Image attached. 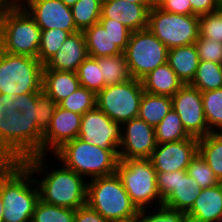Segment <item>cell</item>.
Wrapping results in <instances>:
<instances>
[{
	"instance_id": "6da1fadb",
	"label": "cell",
	"mask_w": 222,
	"mask_h": 222,
	"mask_svg": "<svg viewBox=\"0 0 222 222\" xmlns=\"http://www.w3.org/2000/svg\"><path fill=\"white\" fill-rule=\"evenodd\" d=\"M16 94L0 93V162L22 163L42 155L37 119L17 111Z\"/></svg>"
},
{
	"instance_id": "7a4b0ae2",
	"label": "cell",
	"mask_w": 222,
	"mask_h": 222,
	"mask_svg": "<svg viewBox=\"0 0 222 222\" xmlns=\"http://www.w3.org/2000/svg\"><path fill=\"white\" fill-rule=\"evenodd\" d=\"M45 155H37L26 159L22 163L32 172L44 175L40 181L35 179L40 200L59 207L78 209L86 204L87 180L63 165L61 169L47 170ZM45 167V168H44ZM46 172V174L44 173ZM49 172V173H47ZM43 173V174H41Z\"/></svg>"
},
{
	"instance_id": "3957f363",
	"label": "cell",
	"mask_w": 222,
	"mask_h": 222,
	"mask_svg": "<svg viewBox=\"0 0 222 222\" xmlns=\"http://www.w3.org/2000/svg\"><path fill=\"white\" fill-rule=\"evenodd\" d=\"M34 174L23 164L0 162L3 222H31L40 200Z\"/></svg>"
},
{
	"instance_id": "277c9868",
	"label": "cell",
	"mask_w": 222,
	"mask_h": 222,
	"mask_svg": "<svg viewBox=\"0 0 222 222\" xmlns=\"http://www.w3.org/2000/svg\"><path fill=\"white\" fill-rule=\"evenodd\" d=\"M53 155L61 165L83 177L109 176L116 173L119 150H109L75 138L57 149Z\"/></svg>"
},
{
	"instance_id": "5b68a950",
	"label": "cell",
	"mask_w": 222,
	"mask_h": 222,
	"mask_svg": "<svg viewBox=\"0 0 222 222\" xmlns=\"http://www.w3.org/2000/svg\"><path fill=\"white\" fill-rule=\"evenodd\" d=\"M42 30L21 4L0 15V50L37 58Z\"/></svg>"
},
{
	"instance_id": "8992f818",
	"label": "cell",
	"mask_w": 222,
	"mask_h": 222,
	"mask_svg": "<svg viewBox=\"0 0 222 222\" xmlns=\"http://www.w3.org/2000/svg\"><path fill=\"white\" fill-rule=\"evenodd\" d=\"M90 180L87 185L86 204L103 218L116 222L138 214L139 209L131 201L116 173Z\"/></svg>"
},
{
	"instance_id": "52a82bcc",
	"label": "cell",
	"mask_w": 222,
	"mask_h": 222,
	"mask_svg": "<svg viewBox=\"0 0 222 222\" xmlns=\"http://www.w3.org/2000/svg\"><path fill=\"white\" fill-rule=\"evenodd\" d=\"M43 67L37 58L0 50V93L19 96L40 92Z\"/></svg>"
},
{
	"instance_id": "ba28073f",
	"label": "cell",
	"mask_w": 222,
	"mask_h": 222,
	"mask_svg": "<svg viewBox=\"0 0 222 222\" xmlns=\"http://www.w3.org/2000/svg\"><path fill=\"white\" fill-rule=\"evenodd\" d=\"M116 174L139 210L151 206L153 201H157V205L163 204L156 185L157 172L150 159L119 160Z\"/></svg>"
},
{
	"instance_id": "9c48e42d",
	"label": "cell",
	"mask_w": 222,
	"mask_h": 222,
	"mask_svg": "<svg viewBox=\"0 0 222 222\" xmlns=\"http://www.w3.org/2000/svg\"><path fill=\"white\" fill-rule=\"evenodd\" d=\"M168 49L195 44L199 37V16L162 11L154 5L147 27Z\"/></svg>"
},
{
	"instance_id": "30bf717a",
	"label": "cell",
	"mask_w": 222,
	"mask_h": 222,
	"mask_svg": "<svg viewBox=\"0 0 222 222\" xmlns=\"http://www.w3.org/2000/svg\"><path fill=\"white\" fill-rule=\"evenodd\" d=\"M124 53L131 77L138 80L168 58V48L148 28L131 33Z\"/></svg>"
},
{
	"instance_id": "8fae6325",
	"label": "cell",
	"mask_w": 222,
	"mask_h": 222,
	"mask_svg": "<svg viewBox=\"0 0 222 222\" xmlns=\"http://www.w3.org/2000/svg\"><path fill=\"white\" fill-rule=\"evenodd\" d=\"M143 93L141 80L132 78L105 86L96 95V106L112 121L122 124L138 116Z\"/></svg>"
},
{
	"instance_id": "7c38bea8",
	"label": "cell",
	"mask_w": 222,
	"mask_h": 222,
	"mask_svg": "<svg viewBox=\"0 0 222 222\" xmlns=\"http://www.w3.org/2000/svg\"><path fill=\"white\" fill-rule=\"evenodd\" d=\"M156 185L163 204L185 214L191 209L202 190L186 170L157 172Z\"/></svg>"
},
{
	"instance_id": "4fadbf2b",
	"label": "cell",
	"mask_w": 222,
	"mask_h": 222,
	"mask_svg": "<svg viewBox=\"0 0 222 222\" xmlns=\"http://www.w3.org/2000/svg\"><path fill=\"white\" fill-rule=\"evenodd\" d=\"M172 108L190 136L201 138L212 133L206 123L201 91L184 84L172 97Z\"/></svg>"
},
{
	"instance_id": "5bb4252c",
	"label": "cell",
	"mask_w": 222,
	"mask_h": 222,
	"mask_svg": "<svg viewBox=\"0 0 222 222\" xmlns=\"http://www.w3.org/2000/svg\"><path fill=\"white\" fill-rule=\"evenodd\" d=\"M78 138L104 149L119 150L121 124L112 121L96 106L82 115Z\"/></svg>"
},
{
	"instance_id": "9a60e30c",
	"label": "cell",
	"mask_w": 222,
	"mask_h": 222,
	"mask_svg": "<svg viewBox=\"0 0 222 222\" xmlns=\"http://www.w3.org/2000/svg\"><path fill=\"white\" fill-rule=\"evenodd\" d=\"M156 147L157 142L153 126L138 117L121 124L120 160L149 159Z\"/></svg>"
},
{
	"instance_id": "2e32d148",
	"label": "cell",
	"mask_w": 222,
	"mask_h": 222,
	"mask_svg": "<svg viewBox=\"0 0 222 222\" xmlns=\"http://www.w3.org/2000/svg\"><path fill=\"white\" fill-rule=\"evenodd\" d=\"M21 5L33 17L41 30L57 28L68 31L70 34L79 32L70 6L65 5L61 0H24Z\"/></svg>"
},
{
	"instance_id": "e0dca14e",
	"label": "cell",
	"mask_w": 222,
	"mask_h": 222,
	"mask_svg": "<svg viewBox=\"0 0 222 222\" xmlns=\"http://www.w3.org/2000/svg\"><path fill=\"white\" fill-rule=\"evenodd\" d=\"M198 153V138L191 136L177 142L157 144L149 158L156 172L187 170Z\"/></svg>"
},
{
	"instance_id": "ac0fdd59",
	"label": "cell",
	"mask_w": 222,
	"mask_h": 222,
	"mask_svg": "<svg viewBox=\"0 0 222 222\" xmlns=\"http://www.w3.org/2000/svg\"><path fill=\"white\" fill-rule=\"evenodd\" d=\"M82 115L57 105L51 123L43 134L42 155L46 150L52 154L68 141L78 137Z\"/></svg>"
},
{
	"instance_id": "d6986e66",
	"label": "cell",
	"mask_w": 222,
	"mask_h": 222,
	"mask_svg": "<svg viewBox=\"0 0 222 222\" xmlns=\"http://www.w3.org/2000/svg\"><path fill=\"white\" fill-rule=\"evenodd\" d=\"M156 4H135L126 0H103L101 17L122 23L132 32L148 27L149 10Z\"/></svg>"
},
{
	"instance_id": "ffe728a7",
	"label": "cell",
	"mask_w": 222,
	"mask_h": 222,
	"mask_svg": "<svg viewBox=\"0 0 222 222\" xmlns=\"http://www.w3.org/2000/svg\"><path fill=\"white\" fill-rule=\"evenodd\" d=\"M83 31L70 34L43 70L77 72L79 65L88 57Z\"/></svg>"
},
{
	"instance_id": "44dd1931",
	"label": "cell",
	"mask_w": 222,
	"mask_h": 222,
	"mask_svg": "<svg viewBox=\"0 0 222 222\" xmlns=\"http://www.w3.org/2000/svg\"><path fill=\"white\" fill-rule=\"evenodd\" d=\"M222 213V182L201 190L191 209L187 222H217Z\"/></svg>"
},
{
	"instance_id": "7402d4cb",
	"label": "cell",
	"mask_w": 222,
	"mask_h": 222,
	"mask_svg": "<svg viewBox=\"0 0 222 222\" xmlns=\"http://www.w3.org/2000/svg\"><path fill=\"white\" fill-rule=\"evenodd\" d=\"M149 94L172 97L184 84L168 63L155 68L141 79Z\"/></svg>"
},
{
	"instance_id": "603a6c76",
	"label": "cell",
	"mask_w": 222,
	"mask_h": 222,
	"mask_svg": "<svg viewBox=\"0 0 222 222\" xmlns=\"http://www.w3.org/2000/svg\"><path fill=\"white\" fill-rule=\"evenodd\" d=\"M80 86L77 72L43 70L42 90L57 104Z\"/></svg>"
},
{
	"instance_id": "cb8c5ba5",
	"label": "cell",
	"mask_w": 222,
	"mask_h": 222,
	"mask_svg": "<svg viewBox=\"0 0 222 222\" xmlns=\"http://www.w3.org/2000/svg\"><path fill=\"white\" fill-rule=\"evenodd\" d=\"M199 55L195 44L168 49L167 63L183 84H190L195 77Z\"/></svg>"
},
{
	"instance_id": "d4e9b609",
	"label": "cell",
	"mask_w": 222,
	"mask_h": 222,
	"mask_svg": "<svg viewBox=\"0 0 222 222\" xmlns=\"http://www.w3.org/2000/svg\"><path fill=\"white\" fill-rule=\"evenodd\" d=\"M89 57H107L121 54L112 37L98 22L83 31Z\"/></svg>"
},
{
	"instance_id": "484cf974",
	"label": "cell",
	"mask_w": 222,
	"mask_h": 222,
	"mask_svg": "<svg viewBox=\"0 0 222 222\" xmlns=\"http://www.w3.org/2000/svg\"><path fill=\"white\" fill-rule=\"evenodd\" d=\"M171 109V97L149 94L144 91L137 117L156 127Z\"/></svg>"
},
{
	"instance_id": "4316f807",
	"label": "cell",
	"mask_w": 222,
	"mask_h": 222,
	"mask_svg": "<svg viewBox=\"0 0 222 222\" xmlns=\"http://www.w3.org/2000/svg\"><path fill=\"white\" fill-rule=\"evenodd\" d=\"M198 153L222 182V132L209 133L198 138Z\"/></svg>"
},
{
	"instance_id": "83f0119b",
	"label": "cell",
	"mask_w": 222,
	"mask_h": 222,
	"mask_svg": "<svg viewBox=\"0 0 222 222\" xmlns=\"http://www.w3.org/2000/svg\"><path fill=\"white\" fill-rule=\"evenodd\" d=\"M95 59L100 66L106 86L132 79L124 52L115 56L97 57Z\"/></svg>"
},
{
	"instance_id": "f1b7e54d",
	"label": "cell",
	"mask_w": 222,
	"mask_h": 222,
	"mask_svg": "<svg viewBox=\"0 0 222 222\" xmlns=\"http://www.w3.org/2000/svg\"><path fill=\"white\" fill-rule=\"evenodd\" d=\"M154 128L157 144L177 142L191 137L173 108Z\"/></svg>"
},
{
	"instance_id": "f546056e",
	"label": "cell",
	"mask_w": 222,
	"mask_h": 222,
	"mask_svg": "<svg viewBox=\"0 0 222 222\" xmlns=\"http://www.w3.org/2000/svg\"><path fill=\"white\" fill-rule=\"evenodd\" d=\"M103 0H78L71 6V12L76 28L79 31L99 22Z\"/></svg>"
},
{
	"instance_id": "4dcf8cb0",
	"label": "cell",
	"mask_w": 222,
	"mask_h": 222,
	"mask_svg": "<svg viewBox=\"0 0 222 222\" xmlns=\"http://www.w3.org/2000/svg\"><path fill=\"white\" fill-rule=\"evenodd\" d=\"M190 85L198 88L201 92L222 88L221 64L200 60Z\"/></svg>"
},
{
	"instance_id": "1f68e13d",
	"label": "cell",
	"mask_w": 222,
	"mask_h": 222,
	"mask_svg": "<svg viewBox=\"0 0 222 222\" xmlns=\"http://www.w3.org/2000/svg\"><path fill=\"white\" fill-rule=\"evenodd\" d=\"M201 96L209 130L222 132V88L201 92Z\"/></svg>"
},
{
	"instance_id": "d6a6232c",
	"label": "cell",
	"mask_w": 222,
	"mask_h": 222,
	"mask_svg": "<svg viewBox=\"0 0 222 222\" xmlns=\"http://www.w3.org/2000/svg\"><path fill=\"white\" fill-rule=\"evenodd\" d=\"M80 86L93 91L96 95L106 86L100 66L95 58L87 57L77 71Z\"/></svg>"
},
{
	"instance_id": "836d02e7",
	"label": "cell",
	"mask_w": 222,
	"mask_h": 222,
	"mask_svg": "<svg viewBox=\"0 0 222 222\" xmlns=\"http://www.w3.org/2000/svg\"><path fill=\"white\" fill-rule=\"evenodd\" d=\"M69 35L68 31L57 28L42 30L37 59L45 65L59 50Z\"/></svg>"
},
{
	"instance_id": "e575fe53",
	"label": "cell",
	"mask_w": 222,
	"mask_h": 222,
	"mask_svg": "<svg viewBox=\"0 0 222 222\" xmlns=\"http://www.w3.org/2000/svg\"><path fill=\"white\" fill-rule=\"evenodd\" d=\"M75 210L51 205L39 200L31 222H74Z\"/></svg>"
},
{
	"instance_id": "d590c367",
	"label": "cell",
	"mask_w": 222,
	"mask_h": 222,
	"mask_svg": "<svg viewBox=\"0 0 222 222\" xmlns=\"http://www.w3.org/2000/svg\"><path fill=\"white\" fill-rule=\"evenodd\" d=\"M60 107L77 114H85L96 107V94L85 87L79 86L77 90L63 99Z\"/></svg>"
},
{
	"instance_id": "8d00e7d4",
	"label": "cell",
	"mask_w": 222,
	"mask_h": 222,
	"mask_svg": "<svg viewBox=\"0 0 222 222\" xmlns=\"http://www.w3.org/2000/svg\"><path fill=\"white\" fill-rule=\"evenodd\" d=\"M187 173L196 180L201 189L221 183L206 161L197 153L187 167Z\"/></svg>"
},
{
	"instance_id": "74e56055",
	"label": "cell",
	"mask_w": 222,
	"mask_h": 222,
	"mask_svg": "<svg viewBox=\"0 0 222 222\" xmlns=\"http://www.w3.org/2000/svg\"><path fill=\"white\" fill-rule=\"evenodd\" d=\"M57 103L43 90L36 93L37 127L44 134L50 126Z\"/></svg>"
},
{
	"instance_id": "f35d334b",
	"label": "cell",
	"mask_w": 222,
	"mask_h": 222,
	"mask_svg": "<svg viewBox=\"0 0 222 222\" xmlns=\"http://www.w3.org/2000/svg\"><path fill=\"white\" fill-rule=\"evenodd\" d=\"M153 213L146 214V209H141V221L142 222H187L186 214L177 209L168 207L164 204L158 205Z\"/></svg>"
},
{
	"instance_id": "ab89813d",
	"label": "cell",
	"mask_w": 222,
	"mask_h": 222,
	"mask_svg": "<svg viewBox=\"0 0 222 222\" xmlns=\"http://www.w3.org/2000/svg\"><path fill=\"white\" fill-rule=\"evenodd\" d=\"M99 23L104 27L106 32L110 34L113 42L118 46V48L124 52L132 31L122 23L110 18L100 17Z\"/></svg>"
},
{
	"instance_id": "60d3db41",
	"label": "cell",
	"mask_w": 222,
	"mask_h": 222,
	"mask_svg": "<svg viewBox=\"0 0 222 222\" xmlns=\"http://www.w3.org/2000/svg\"><path fill=\"white\" fill-rule=\"evenodd\" d=\"M195 45L199 60L222 64V42L199 36Z\"/></svg>"
},
{
	"instance_id": "b9f144b4",
	"label": "cell",
	"mask_w": 222,
	"mask_h": 222,
	"mask_svg": "<svg viewBox=\"0 0 222 222\" xmlns=\"http://www.w3.org/2000/svg\"><path fill=\"white\" fill-rule=\"evenodd\" d=\"M199 36L222 42V20L215 12L199 16Z\"/></svg>"
},
{
	"instance_id": "7bdbcfd3",
	"label": "cell",
	"mask_w": 222,
	"mask_h": 222,
	"mask_svg": "<svg viewBox=\"0 0 222 222\" xmlns=\"http://www.w3.org/2000/svg\"><path fill=\"white\" fill-rule=\"evenodd\" d=\"M156 6L165 12L192 15V6L189 0H158Z\"/></svg>"
},
{
	"instance_id": "ee69618b",
	"label": "cell",
	"mask_w": 222,
	"mask_h": 222,
	"mask_svg": "<svg viewBox=\"0 0 222 222\" xmlns=\"http://www.w3.org/2000/svg\"><path fill=\"white\" fill-rule=\"evenodd\" d=\"M74 222H110L85 204L75 210Z\"/></svg>"
},
{
	"instance_id": "f6af8a7d",
	"label": "cell",
	"mask_w": 222,
	"mask_h": 222,
	"mask_svg": "<svg viewBox=\"0 0 222 222\" xmlns=\"http://www.w3.org/2000/svg\"><path fill=\"white\" fill-rule=\"evenodd\" d=\"M192 6V15L214 13L221 5L219 0H189Z\"/></svg>"
},
{
	"instance_id": "bcb514c9",
	"label": "cell",
	"mask_w": 222,
	"mask_h": 222,
	"mask_svg": "<svg viewBox=\"0 0 222 222\" xmlns=\"http://www.w3.org/2000/svg\"><path fill=\"white\" fill-rule=\"evenodd\" d=\"M36 100V93L20 94L17 96V111L23 112L27 106Z\"/></svg>"
},
{
	"instance_id": "7dc6e473",
	"label": "cell",
	"mask_w": 222,
	"mask_h": 222,
	"mask_svg": "<svg viewBox=\"0 0 222 222\" xmlns=\"http://www.w3.org/2000/svg\"><path fill=\"white\" fill-rule=\"evenodd\" d=\"M23 114L30 116L33 119H36V100L25 108Z\"/></svg>"
},
{
	"instance_id": "c3c4849f",
	"label": "cell",
	"mask_w": 222,
	"mask_h": 222,
	"mask_svg": "<svg viewBox=\"0 0 222 222\" xmlns=\"http://www.w3.org/2000/svg\"><path fill=\"white\" fill-rule=\"evenodd\" d=\"M116 222H142L141 221V209L139 210V212L136 216L128 218V219H123L121 221H116Z\"/></svg>"
},
{
	"instance_id": "681fc988",
	"label": "cell",
	"mask_w": 222,
	"mask_h": 222,
	"mask_svg": "<svg viewBox=\"0 0 222 222\" xmlns=\"http://www.w3.org/2000/svg\"><path fill=\"white\" fill-rule=\"evenodd\" d=\"M11 4L7 0H0V15L5 12Z\"/></svg>"
},
{
	"instance_id": "f907efd6",
	"label": "cell",
	"mask_w": 222,
	"mask_h": 222,
	"mask_svg": "<svg viewBox=\"0 0 222 222\" xmlns=\"http://www.w3.org/2000/svg\"><path fill=\"white\" fill-rule=\"evenodd\" d=\"M126 1H129L135 4H156L153 0H126Z\"/></svg>"
},
{
	"instance_id": "816d5d0a",
	"label": "cell",
	"mask_w": 222,
	"mask_h": 222,
	"mask_svg": "<svg viewBox=\"0 0 222 222\" xmlns=\"http://www.w3.org/2000/svg\"><path fill=\"white\" fill-rule=\"evenodd\" d=\"M3 201H2V196H1V191H0V222H3Z\"/></svg>"
},
{
	"instance_id": "f5cc1de1",
	"label": "cell",
	"mask_w": 222,
	"mask_h": 222,
	"mask_svg": "<svg viewBox=\"0 0 222 222\" xmlns=\"http://www.w3.org/2000/svg\"><path fill=\"white\" fill-rule=\"evenodd\" d=\"M67 6H73L78 0H61Z\"/></svg>"
},
{
	"instance_id": "db71d44e",
	"label": "cell",
	"mask_w": 222,
	"mask_h": 222,
	"mask_svg": "<svg viewBox=\"0 0 222 222\" xmlns=\"http://www.w3.org/2000/svg\"><path fill=\"white\" fill-rule=\"evenodd\" d=\"M215 13L220 17V19L222 20V4L220 5V7L215 11Z\"/></svg>"
},
{
	"instance_id": "11a10c76",
	"label": "cell",
	"mask_w": 222,
	"mask_h": 222,
	"mask_svg": "<svg viewBox=\"0 0 222 222\" xmlns=\"http://www.w3.org/2000/svg\"><path fill=\"white\" fill-rule=\"evenodd\" d=\"M11 5L21 4L24 0H7Z\"/></svg>"
},
{
	"instance_id": "9f6ffc18",
	"label": "cell",
	"mask_w": 222,
	"mask_h": 222,
	"mask_svg": "<svg viewBox=\"0 0 222 222\" xmlns=\"http://www.w3.org/2000/svg\"><path fill=\"white\" fill-rule=\"evenodd\" d=\"M217 222H222V213L219 215Z\"/></svg>"
}]
</instances>
